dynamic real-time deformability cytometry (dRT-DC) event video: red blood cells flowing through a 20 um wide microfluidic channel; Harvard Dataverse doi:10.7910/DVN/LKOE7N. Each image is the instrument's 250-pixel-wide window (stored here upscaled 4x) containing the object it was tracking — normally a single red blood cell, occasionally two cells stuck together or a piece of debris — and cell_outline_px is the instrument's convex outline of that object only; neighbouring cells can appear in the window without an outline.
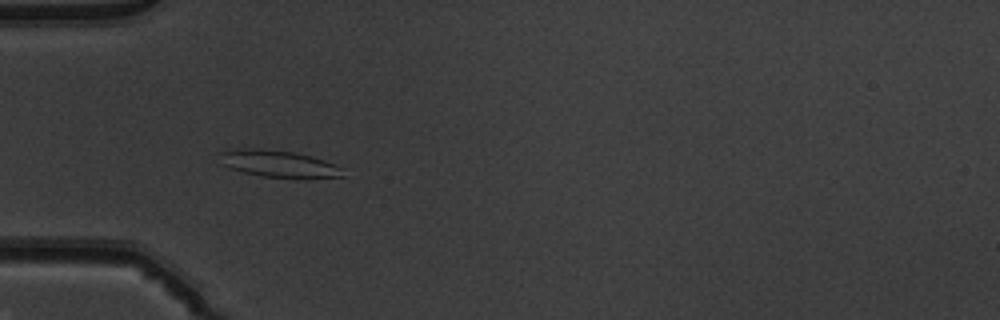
{"species": "common noctule bat (a hibernating species)", "species_latin": "Nyctalus noctula", "temperature_condition": "warm", "stored_images_in_passage": 51, "camera_frame_rate_fps": 3000, "um_per_image_px": 0.085, "animal": {"sex": "male", "body_mass_g": 19.5, "forearm_length_mm": 54.6}, "frame": {"image": 1, "passage_image": 16, "time_ms": 5.0, "image_size_px": [1000, 320], "cell_outline_px": [[344, 176], [264, 176], [244, 172], [228, 168], [220, 164], [220, 152], [240, 148], [252, 148], [296, 152], [312, 156], [324, 160], [340, 168]], "centroid_in_image_um": [23.55, 13.87], "position_along_channel_um": 61.4, "area_um2": 18.5}}
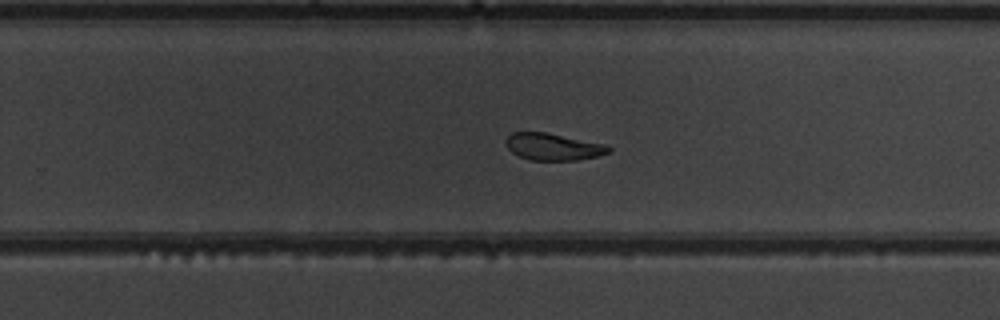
{"frame": {"image": 2, "passage_image": 33, "time_ms": 10.667, "image_size_px": [1000, 320], "cell_outline_px": [[612, 152], [596, 156], [576, 160], [532, 160], [520, 156], [512, 152], [504, 144], [504, 140], [512, 132], [548, 132], [608, 144], [612, 148]], "centroid_in_image_um": [47.05, 12.46], "position_along_channel_um": 282.7, "area_um2": 16.42}}
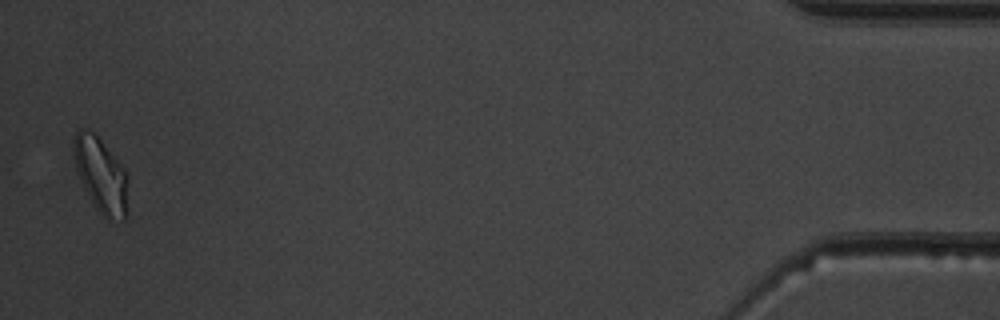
{"frame": {"image": 3, "passage_image": 50, "time_ms": 16.333, "image_size_px": [1000, 320], "cell_outline_px": [[128, 216], [124, 220], [104, 216], [96, 208], [88, 196], [80, 180], [76, 168], [72, 152], [72, 140], [76, 132], [80, 128], [88, 128], [100, 140], [124, 168]], "centroid_in_image_um": [8.52, 14.84], "position_along_channel_um": 426.7, "area_um2": 23.29}, "authors_computed_cell_mechanics": {"area_um2": 18.496, "velocity_mm_per_s": 3.9862, "shape_relaxation_time_tau1_ms": null, "shape_relaxation_time_tau2_ms": 3.7071, "deformation_change_tau1": null, "deformation_change_tau2": 0.0949}}